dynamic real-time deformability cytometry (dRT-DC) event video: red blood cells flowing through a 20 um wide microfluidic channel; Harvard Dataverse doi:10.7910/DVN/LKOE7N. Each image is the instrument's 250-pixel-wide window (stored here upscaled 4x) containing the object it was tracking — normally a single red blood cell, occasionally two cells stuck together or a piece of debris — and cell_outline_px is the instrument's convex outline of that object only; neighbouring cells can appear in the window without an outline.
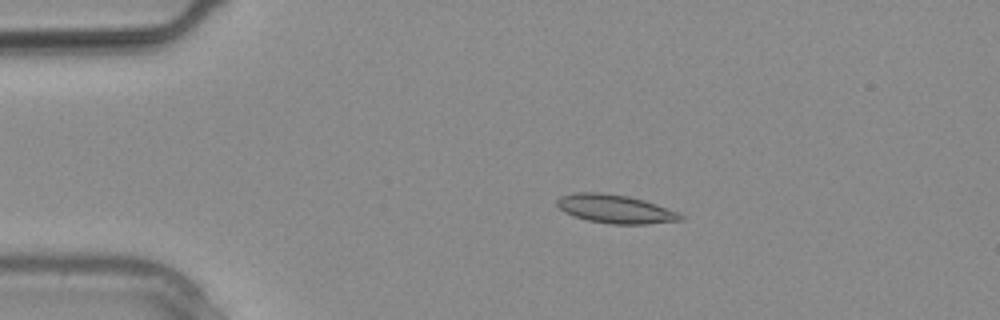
{"species": "common noctule bat (a hibernating species)", "species_latin": "Nyctalus noctula", "temperature_condition": "warm", "stored_images_in_passage": 29, "camera_frame_rate_fps": 3000, "um_per_image_px": 0.085, "animal": {"sex": "male", "body_mass_g": 20.4}, "frame": {"image": 1, "passage_image": 5, "time_ms": 1.333, "image_size_px": [1000, 320], "cell_outline_px": [[684, 220], [644, 224], [612, 224], [588, 220], [564, 212], [556, 204], [556, 200], [560, 196], [572, 192], [600, 192], [628, 196], [644, 200], [680, 212], [684, 216]], "centroid_in_image_um": [52.31, 17.75], "position_along_channel_um": 32.7, "area_um2": 20.63}}